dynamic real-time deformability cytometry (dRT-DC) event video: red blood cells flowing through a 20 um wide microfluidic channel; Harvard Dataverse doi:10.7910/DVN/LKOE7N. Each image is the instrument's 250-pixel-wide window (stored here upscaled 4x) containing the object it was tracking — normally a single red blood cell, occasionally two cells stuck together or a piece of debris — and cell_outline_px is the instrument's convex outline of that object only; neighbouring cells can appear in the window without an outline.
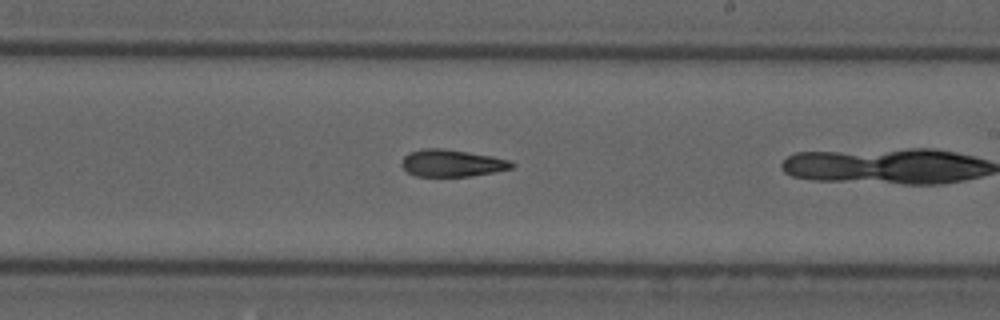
{"species": "common noctule bat (a hibernating species)", "species_latin": "Nyctalus noctula", "temperature_condition": "cold", "stored_images_in_passage": 14, "camera_frame_rate_fps": 3000, "um_per_image_px": 0.085, "animal": {"sex": "male", "forearm_length_mm": 52.5}, "frame": {"image": 1, "passage_image": 13, "time_ms": 4.0, "image_size_px": [1000, 320], "cell_outline_px": [[516, 164], [512, 168], [472, 176], [416, 176], [408, 172], [400, 164], [404, 156], [408, 152], [424, 148], [440, 148], [468, 152], [492, 156], [508, 160]], "centroid_in_image_um": [38.38, 13.86], "position_along_channel_um": 250.6, "area_um2": 17.28}}